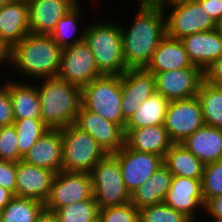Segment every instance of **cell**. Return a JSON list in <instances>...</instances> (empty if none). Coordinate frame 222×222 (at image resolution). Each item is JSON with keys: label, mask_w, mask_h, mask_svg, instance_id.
<instances>
[{"label": "cell", "mask_w": 222, "mask_h": 222, "mask_svg": "<svg viewBox=\"0 0 222 222\" xmlns=\"http://www.w3.org/2000/svg\"><path fill=\"white\" fill-rule=\"evenodd\" d=\"M100 76L95 57L84 40L62 49L59 78L82 88Z\"/></svg>", "instance_id": "obj_10"}, {"label": "cell", "mask_w": 222, "mask_h": 222, "mask_svg": "<svg viewBox=\"0 0 222 222\" xmlns=\"http://www.w3.org/2000/svg\"><path fill=\"white\" fill-rule=\"evenodd\" d=\"M61 52L50 35L29 33L11 48L10 73L20 75L19 81L57 77Z\"/></svg>", "instance_id": "obj_2"}, {"label": "cell", "mask_w": 222, "mask_h": 222, "mask_svg": "<svg viewBox=\"0 0 222 222\" xmlns=\"http://www.w3.org/2000/svg\"><path fill=\"white\" fill-rule=\"evenodd\" d=\"M5 78L3 77L4 82L1 83L8 89L14 118H41L37 85H34L36 82L17 81L16 77L15 80L7 76Z\"/></svg>", "instance_id": "obj_24"}, {"label": "cell", "mask_w": 222, "mask_h": 222, "mask_svg": "<svg viewBox=\"0 0 222 222\" xmlns=\"http://www.w3.org/2000/svg\"><path fill=\"white\" fill-rule=\"evenodd\" d=\"M92 196L91 173L60 171L53 179L44 207L48 211L55 212L59 208L90 199Z\"/></svg>", "instance_id": "obj_9"}, {"label": "cell", "mask_w": 222, "mask_h": 222, "mask_svg": "<svg viewBox=\"0 0 222 222\" xmlns=\"http://www.w3.org/2000/svg\"><path fill=\"white\" fill-rule=\"evenodd\" d=\"M10 62H11V47L0 39V70H2V68H4L5 66H8L7 68L9 70Z\"/></svg>", "instance_id": "obj_43"}, {"label": "cell", "mask_w": 222, "mask_h": 222, "mask_svg": "<svg viewBox=\"0 0 222 222\" xmlns=\"http://www.w3.org/2000/svg\"><path fill=\"white\" fill-rule=\"evenodd\" d=\"M173 176L202 179L204 164L180 143H174L163 157Z\"/></svg>", "instance_id": "obj_29"}, {"label": "cell", "mask_w": 222, "mask_h": 222, "mask_svg": "<svg viewBox=\"0 0 222 222\" xmlns=\"http://www.w3.org/2000/svg\"><path fill=\"white\" fill-rule=\"evenodd\" d=\"M14 195L7 189L0 186V211L11 201Z\"/></svg>", "instance_id": "obj_45"}, {"label": "cell", "mask_w": 222, "mask_h": 222, "mask_svg": "<svg viewBox=\"0 0 222 222\" xmlns=\"http://www.w3.org/2000/svg\"><path fill=\"white\" fill-rule=\"evenodd\" d=\"M168 104L169 101L161 94L158 92L153 93L144 102L139 104V108L125 123L124 129L164 125Z\"/></svg>", "instance_id": "obj_28"}, {"label": "cell", "mask_w": 222, "mask_h": 222, "mask_svg": "<svg viewBox=\"0 0 222 222\" xmlns=\"http://www.w3.org/2000/svg\"><path fill=\"white\" fill-rule=\"evenodd\" d=\"M36 222H59V220L54 212L48 211L44 208L38 215Z\"/></svg>", "instance_id": "obj_44"}, {"label": "cell", "mask_w": 222, "mask_h": 222, "mask_svg": "<svg viewBox=\"0 0 222 222\" xmlns=\"http://www.w3.org/2000/svg\"><path fill=\"white\" fill-rule=\"evenodd\" d=\"M203 10L215 21L222 17V0H197Z\"/></svg>", "instance_id": "obj_42"}, {"label": "cell", "mask_w": 222, "mask_h": 222, "mask_svg": "<svg viewBox=\"0 0 222 222\" xmlns=\"http://www.w3.org/2000/svg\"><path fill=\"white\" fill-rule=\"evenodd\" d=\"M201 184L205 203L222 195V159L204 165Z\"/></svg>", "instance_id": "obj_35"}, {"label": "cell", "mask_w": 222, "mask_h": 222, "mask_svg": "<svg viewBox=\"0 0 222 222\" xmlns=\"http://www.w3.org/2000/svg\"><path fill=\"white\" fill-rule=\"evenodd\" d=\"M125 145L137 152L156 154L164 157L174 144L164 125L124 129Z\"/></svg>", "instance_id": "obj_22"}, {"label": "cell", "mask_w": 222, "mask_h": 222, "mask_svg": "<svg viewBox=\"0 0 222 222\" xmlns=\"http://www.w3.org/2000/svg\"><path fill=\"white\" fill-rule=\"evenodd\" d=\"M139 222H193L184 213L164 202L139 209Z\"/></svg>", "instance_id": "obj_34"}, {"label": "cell", "mask_w": 222, "mask_h": 222, "mask_svg": "<svg viewBox=\"0 0 222 222\" xmlns=\"http://www.w3.org/2000/svg\"><path fill=\"white\" fill-rule=\"evenodd\" d=\"M74 125L87 132L107 154H114L125 145V131L120 125L104 119L82 105Z\"/></svg>", "instance_id": "obj_14"}, {"label": "cell", "mask_w": 222, "mask_h": 222, "mask_svg": "<svg viewBox=\"0 0 222 222\" xmlns=\"http://www.w3.org/2000/svg\"><path fill=\"white\" fill-rule=\"evenodd\" d=\"M55 175L56 173L49 169L27 164L23 160L18 161L15 196L45 203Z\"/></svg>", "instance_id": "obj_17"}, {"label": "cell", "mask_w": 222, "mask_h": 222, "mask_svg": "<svg viewBox=\"0 0 222 222\" xmlns=\"http://www.w3.org/2000/svg\"><path fill=\"white\" fill-rule=\"evenodd\" d=\"M163 0H138L137 2H141V3H159Z\"/></svg>", "instance_id": "obj_47"}, {"label": "cell", "mask_w": 222, "mask_h": 222, "mask_svg": "<svg viewBox=\"0 0 222 222\" xmlns=\"http://www.w3.org/2000/svg\"><path fill=\"white\" fill-rule=\"evenodd\" d=\"M137 4L131 26L125 28L121 25L124 62L128 69L145 68L160 41L166 36L165 13L161 5Z\"/></svg>", "instance_id": "obj_1"}, {"label": "cell", "mask_w": 222, "mask_h": 222, "mask_svg": "<svg viewBox=\"0 0 222 222\" xmlns=\"http://www.w3.org/2000/svg\"><path fill=\"white\" fill-rule=\"evenodd\" d=\"M172 178L173 174L163 164L130 195V203L138 210L146 206L163 203Z\"/></svg>", "instance_id": "obj_26"}, {"label": "cell", "mask_w": 222, "mask_h": 222, "mask_svg": "<svg viewBox=\"0 0 222 222\" xmlns=\"http://www.w3.org/2000/svg\"><path fill=\"white\" fill-rule=\"evenodd\" d=\"M29 29L33 34L50 35L56 23L77 2L75 0H27Z\"/></svg>", "instance_id": "obj_18"}, {"label": "cell", "mask_w": 222, "mask_h": 222, "mask_svg": "<svg viewBox=\"0 0 222 222\" xmlns=\"http://www.w3.org/2000/svg\"><path fill=\"white\" fill-rule=\"evenodd\" d=\"M216 30L222 37V17L216 22Z\"/></svg>", "instance_id": "obj_46"}, {"label": "cell", "mask_w": 222, "mask_h": 222, "mask_svg": "<svg viewBox=\"0 0 222 222\" xmlns=\"http://www.w3.org/2000/svg\"><path fill=\"white\" fill-rule=\"evenodd\" d=\"M14 0H0V7L7 5L8 3L13 2Z\"/></svg>", "instance_id": "obj_48"}, {"label": "cell", "mask_w": 222, "mask_h": 222, "mask_svg": "<svg viewBox=\"0 0 222 222\" xmlns=\"http://www.w3.org/2000/svg\"><path fill=\"white\" fill-rule=\"evenodd\" d=\"M180 40L190 61L203 72L212 62L222 57V37L216 29L197 32Z\"/></svg>", "instance_id": "obj_20"}, {"label": "cell", "mask_w": 222, "mask_h": 222, "mask_svg": "<svg viewBox=\"0 0 222 222\" xmlns=\"http://www.w3.org/2000/svg\"><path fill=\"white\" fill-rule=\"evenodd\" d=\"M113 155L119 161L122 179L130 195L163 165V157L137 152L126 145Z\"/></svg>", "instance_id": "obj_12"}, {"label": "cell", "mask_w": 222, "mask_h": 222, "mask_svg": "<svg viewBox=\"0 0 222 222\" xmlns=\"http://www.w3.org/2000/svg\"><path fill=\"white\" fill-rule=\"evenodd\" d=\"M209 220H211V221H209ZM209 220H207L208 222H222V220H215V219H209Z\"/></svg>", "instance_id": "obj_49"}, {"label": "cell", "mask_w": 222, "mask_h": 222, "mask_svg": "<svg viewBox=\"0 0 222 222\" xmlns=\"http://www.w3.org/2000/svg\"><path fill=\"white\" fill-rule=\"evenodd\" d=\"M205 125L199 98L169 101L164 128L173 143L183 142Z\"/></svg>", "instance_id": "obj_11"}, {"label": "cell", "mask_w": 222, "mask_h": 222, "mask_svg": "<svg viewBox=\"0 0 222 222\" xmlns=\"http://www.w3.org/2000/svg\"><path fill=\"white\" fill-rule=\"evenodd\" d=\"M93 196L99 209L130 202V193L122 179L120 164L113 154H107L91 171Z\"/></svg>", "instance_id": "obj_8"}, {"label": "cell", "mask_w": 222, "mask_h": 222, "mask_svg": "<svg viewBox=\"0 0 222 222\" xmlns=\"http://www.w3.org/2000/svg\"><path fill=\"white\" fill-rule=\"evenodd\" d=\"M13 125L18 136L19 154L22 157L49 130L41 118L15 119Z\"/></svg>", "instance_id": "obj_32"}, {"label": "cell", "mask_w": 222, "mask_h": 222, "mask_svg": "<svg viewBox=\"0 0 222 222\" xmlns=\"http://www.w3.org/2000/svg\"><path fill=\"white\" fill-rule=\"evenodd\" d=\"M54 213L59 222H98L99 218V208L94 196L66 205Z\"/></svg>", "instance_id": "obj_33"}, {"label": "cell", "mask_w": 222, "mask_h": 222, "mask_svg": "<svg viewBox=\"0 0 222 222\" xmlns=\"http://www.w3.org/2000/svg\"><path fill=\"white\" fill-rule=\"evenodd\" d=\"M204 212L203 216L207 215L209 219L222 220V195L211 198L206 203Z\"/></svg>", "instance_id": "obj_41"}, {"label": "cell", "mask_w": 222, "mask_h": 222, "mask_svg": "<svg viewBox=\"0 0 222 222\" xmlns=\"http://www.w3.org/2000/svg\"><path fill=\"white\" fill-rule=\"evenodd\" d=\"M22 160L30 165L49 169L56 174L63 171V143L60 129H49Z\"/></svg>", "instance_id": "obj_19"}, {"label": "cell", "mask_w": 222, "mask_h": 222, "mask_svg": "<svg viewBox=\"0 0 222 222\" xmlns=\"http://www.w3.org/2000/svg\"><path fill=\"white\" fill-rule=\"evenodd\" d=\"M98 222H139V210L130 202L99 209Z\"/></svg>", "instance_id": "obj_36"}, {"label": "cell", "mask_w": 222, "mask_h": 222, "mask_svg": "<svg viewBox=\"0 0 222 222\" xmlns=\"http://www.w3.org/2000/svg\"><path fill=\"white\" fill-rule=\"evenodd\" d=\"M164 203L184 213L193 222H197L201 219L199 215H203L206 205L202 194L201 179L173 176ZM200 209L203 211L202 213L198 212Z\"/></svg>", "instance_id": "obj_15"}, {"label": "cell", "mask_w": 222, "mask_h": 222, "mask_svg": "<svg viewBox=\"0 0 222 222\" xmlns=\"http://www.w3.org/2000/svg\"><path fill=\"white\" fill-rule=\"evenodd\" d=\"M121 75H102L81 88V105L125 128L121 109Z\"/></svg>", "instance_id": "obj_5"}, {"label": "cell", "mask_w": 222, "mask_h": 222, "mask_svg": "<svg viewBox=\"0 0 222 222\" xmlns=\"http://www.w3.org/2000/svg\"><path fill=\"white\" fill-rule=\"evenodd\" d=\"M0 127L12 125L15 121L8 89L0 83Z\"/></svg>", "instance_id": "obj_39"}, {"label": "cell", "mask_w": 222, "mask_h": 222, "mask_svg": "<svg viewBox=\"0 0 222 222\" xmlns=\"http://www.w3.org/2000/svg\"><path fill=\"white\" fill-rule=\"evenodd\" d=\"M63 143V171L91 173L107 153L74 124L60 129Z\"/></svg>", "instance_id": "obj_7"}, {"label": "cell", "mask_w": 222, "mask_h": 222, "mask_svg": "<svg viewBox=\"0 0 222 222\" xmlns=\"http://www.w3.org/2000/svg\"><path fill=\"white\" fill-rule=\"evenodd\" d=\"M155 90L168 101L189 99L197 96L204 80L198 67H186L154 74Z\"/></svg>", "instance_id": "obj_13"}, {"label": "cell", "mask_w": 222, "mask_h": 222, "mask_svg": "<svg viewBox=\"0 0 222 222\" xmlns=\"http://www.w3.org/2000/svg\"><path fill=\"white\" fill-rule=\"evenodd\" d=\"M206 125L222 129V88L204 80L197 93Z\"/></svg>", "instance_id": "obj_31"}, {"label": "cell", "mask_w": 222, "mask_h": 222, "mask_svg": "<svg viewBox=\"0 0 222 222\" xmlns=\"http://www.w3.org/2000/svg\"><path fill=\"white\" fill-rule=\"evenodd\" d=\"M22 158L14 125L0 127V160L18 162Z\"/></svg>", "instance_id": "obj_37"}, {"label": "cell", "mask_w": 222, "mask_h": 222, "mask_svg": "<svg viewBox=\"0 0 222 222\" xmlns=\"http://www.w3.org/2000/svg\"><path fill=\"white\" fill-rule=\"evenodd\" d=\"M204 81L222 88V57L212 62L203 72Z\"/></svg>", "instance_id": "obj_40"}, {"label": "cell", "mask_w": 222, "mask_h": 222, "mask_svg": "<svg viewBox=\"0 0 222 222\" xmlns=\"http://www.w3.org/2000/svg\"><path fill=\"white\" fill-rule=\"evenodd\" d=\"M122 117L127 122L139 108V104L149 98L155 90L154 74L141 69H127L121 75Z\"/></svg>", "instance_id": "obj_16"}, {"label": "cell", "mask_w": 222, "mask_h": 222, "mask_svg": "<svg viewBox=\"0 0 222 222\" xmlns=\"http://www.w3.org/2000/svg\"><path fill=\"white\" fill-rule=\"evenodd\" d=\"M17 162L0 160V186L15 196Z\"/></svg>", "instance_id": "obj_38"}, {"label": "cell", "mask_w": 222, "mask_h": 222, "mask_svg": "<svg viewBox=\"0 0 222 222\" xmlns=\"http://www.w3.org/2000/svg\"><path fill=\"white\" fill-rule=\"evenodd\" d=\"M82 7L81 2H78L72 9H70L63 17L60 18V20L56 23L55 29L50 34L61 49L75 45L76 43L84 40L86 26H80L83 25L82 19L84 11L82 10L84 9Z\"/></svg>", "instance_id": "obj_27"}, {"label": "cell", "mask_w": 222, "mask_h": 222, "mask_svg": "<svg viewBox=\"0 0 222 222\" xmlns=\"http://www.w3.org/2000/svg\"><path fill=\"white\" fill-rule=\"evenodd\" d=\"M36 85L44 124L49 129L74 124L81 107V88L58 76L37 80Z\"/></svg>", "instance_id": "obj_3"}, {"label": "cell", "mask_w": 222, "mask_h": 222, "mask_svg": "<svg viewBox=\"0 0 222 222\" xmlns=\"http://www.w3.org/2000/svg\"><path fill=\"white\" fill-rule=\"evenodd\" d=\"M159 4L165 13L168 37L182 39L197 32L216 29L215 21L197 0H163Z\"/></svg>", "instance_id": "obj_6"}, {"label": "cell", "mask_w": 222, "mask_h": 222, "mask_svg": "<svg viewBox=\"0 0 222 222\" xmlns=\"http://www.w3.org/2000/svg\"><path fill=\"white\" fill-rule=\"evenodd\" d=\"M84 41L102 75H122L128 69L124 62L121 24L117 21L88 22Z\"/></svg>", "instance_id": "obj_4"}, {"label": "cell", "mask_w": 222, "mask_h": 222, "mask_svg": "<svg viewBox=\"0 0 222 222\" xmlns=\"http://www.w3.org/2000/svg\"><path fill=\"white\" fill-rule=\"evenodd\" d=\"M44 208L39 200L14 196L0 211V222H36Z\"/></svg>", "instance_id": "obj_30"}, {"label": "cell", "mask_w": 222, "mask_h": 222, "mask_svg": "<svg viewBox=\"0 0 222 222\" xmlns=\"http://www.w3.org/2000/svg\"><path fill=\"white\" fill-rule=\"evenodd\" d=\"M204 165L222 159V129L204 125L180 143Z\"/></svg>", "instance_id": "obj_25"}, {"label": "cell", "mask_w": 222, "mask_h": 222, "mask_svg": "<svg viewBox=\"0 0 222 222\" xmlns=\"http://www.w3.org/2000/svg\"><path fill=\"white\" fill-rule=\"evenodd\" d=\"M186 67L196 66L190 61L182 41L165 36L144 69L156 74Z\"/></svg>", "instance_id": "obj_23"}, {"label": "cell", "mask_w": 222, "mask_h": 222, "mask_svg": "<svg viewBox=\"0 0 222 222\" xmlns=\"http://www.w3.org/2000/svg\"><path fill=\"white\" fill-rule=\"evenodd\" d=\"M30 33L27 0L0 7V39L11 48Z\"/></svg>", "instance_id": "obj_21"}]
</instances>
